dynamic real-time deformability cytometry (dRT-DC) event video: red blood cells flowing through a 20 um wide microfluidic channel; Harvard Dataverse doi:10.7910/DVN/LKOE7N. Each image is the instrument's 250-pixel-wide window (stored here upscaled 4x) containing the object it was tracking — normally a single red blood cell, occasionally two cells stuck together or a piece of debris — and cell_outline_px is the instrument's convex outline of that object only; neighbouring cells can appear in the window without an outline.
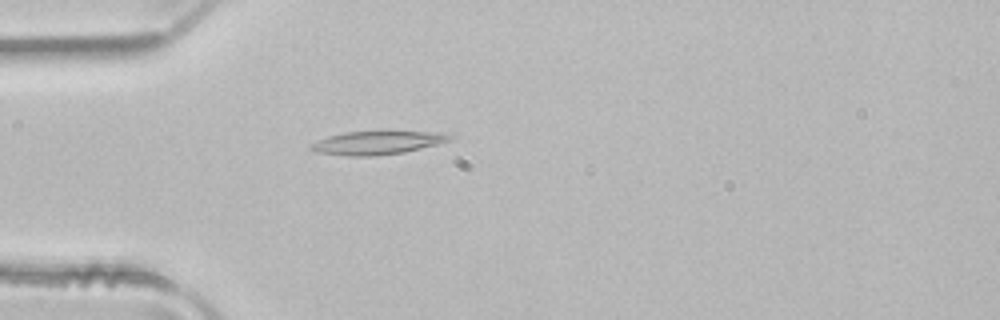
{"species": "common noctule bat (a hibernating species)", "species_latin": "Nyctalus noctula", "temperature_condition": "room temperature", "stored_images_in_passage": 3, "camera_frame_rate_fps": 3000, "um_per_image_px": 0.085, "animal": {"sex": "male", "body_mass_g": 21.5, "forearm_length_mm": 52.0}, "frame": {"image": 1, "passage_image": 3, "time_ms": 0.667, "image_size_px": [1000, 320], "cell_outline_px": [[456, 136], [452, 140], [404, 152], [372, 156], [348, 156], [316, 152], [308, 148], [308, 144], [316, 140], [328, 136], [344, 132], [384, 128], [436, 132]], "centroid_in_image_um": [32.06, 12.07], "position_along_channel_um": 52.9, "area_um2": 20.11}}